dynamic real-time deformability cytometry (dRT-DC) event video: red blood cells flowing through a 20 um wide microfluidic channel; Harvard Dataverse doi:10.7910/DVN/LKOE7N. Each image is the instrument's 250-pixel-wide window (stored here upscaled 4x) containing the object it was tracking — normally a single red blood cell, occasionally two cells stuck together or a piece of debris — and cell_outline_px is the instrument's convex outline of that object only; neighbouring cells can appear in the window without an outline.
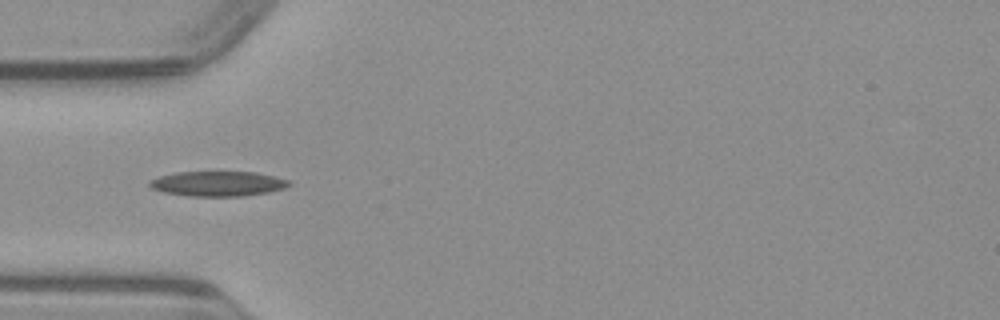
{"species": "common noctule bat (a hibernating species)", "species_latin": "Nyctalus noctula", "temperature_condition": "warm", "stored_images_in_passage": 35, "camera_frame_rate_fps": 3000, "um_per_image_px": 0.085, "animal": {"sex": "male", "body_mass_g": 23.1, "forearm_length_mm": 52.7}, "frame": {"image": 1, "passage_image": 1, "time_ms": 0.0, "image_size_px": [1000, 320], "cell_outline_px": [[292, 184], [284, 188], [268, 192], [244, 196], [188, 196], [164, 192], [152, 188], [148, 184], [148, 180], [160, 176], [176, 172], [256, 172], [292, 180]], "centroid_in_image_um": [18.54, 15.61], "position_along_channel_um": 66.5, "area_um2": 20.4}}
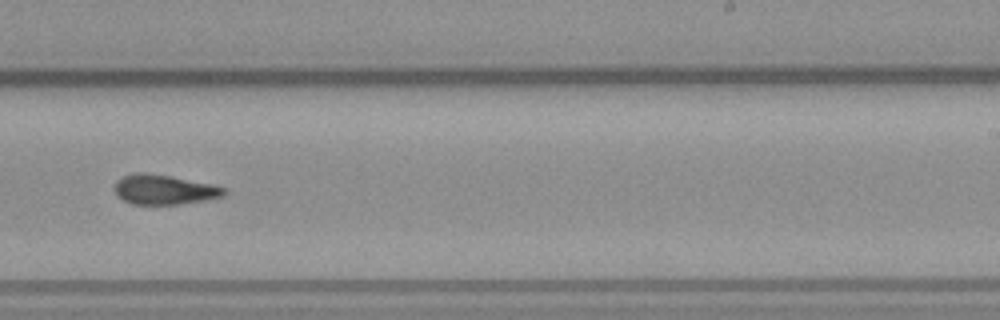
{"frame": {"image": 2, "passage_image": 16, "time_ms": 5.0, "image_size_px": [1000, 320], "cell_outline_px": [[228, 192], [224, 196], [204, 200], [180, 204], [132, 204], [116, 196], [116, 180], [124, 176], [136, 172], [144, 172], [172, 176], [212, 184], [224, 188]], "centroid_in_image_um": [13.96, 16.11], "position_along_channel_um": 275.0, "area_um2": 18.96}}
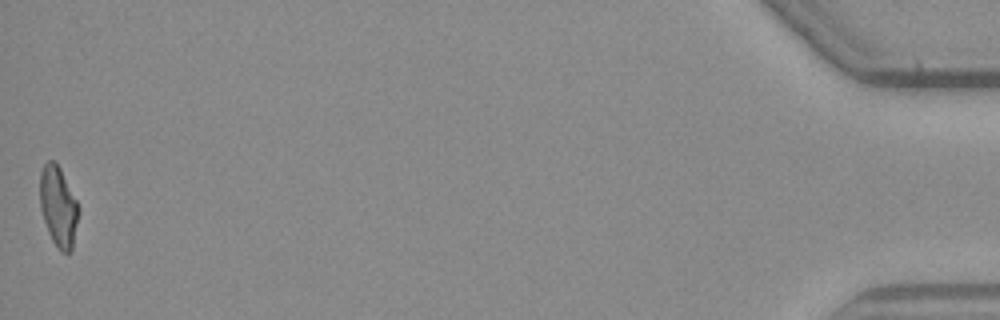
{"frame": {"image": 3, "passage_image": 35, "time_ms": 11.333, "image_size_px": [1000, 320], "cell_outline_px": [[80, 212], [72, 248], [68, 252], [60, 252], [52, 240], [48, 232], [40, 208], [40, 172], [44, 164], [48, 160], [52, 160], [60, 168], [80, 208]], "centroid_in_image_um": [4.96, 17.57], "position_along_channel_um": 430.2, "area_um2": 18.03}}